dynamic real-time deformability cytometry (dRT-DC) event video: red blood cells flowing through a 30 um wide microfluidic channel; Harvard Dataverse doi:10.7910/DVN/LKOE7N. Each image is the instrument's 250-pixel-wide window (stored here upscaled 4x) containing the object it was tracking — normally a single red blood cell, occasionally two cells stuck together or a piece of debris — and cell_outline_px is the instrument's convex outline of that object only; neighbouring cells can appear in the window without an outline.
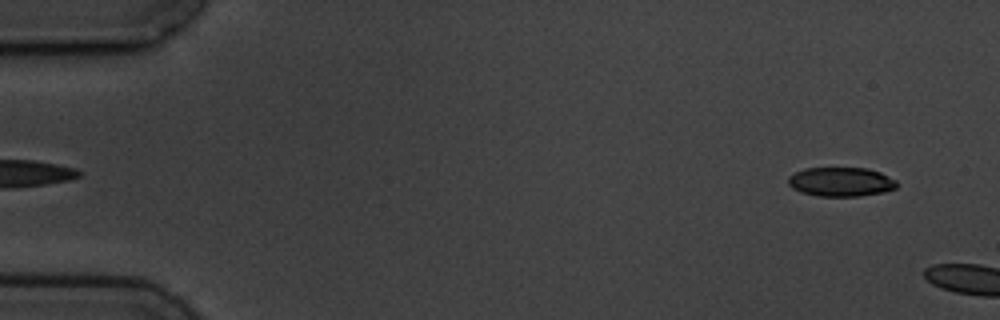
{"species": "common noctule bat (a hibernating species)", "species_latin": "Nyctalus noctula", "temperature_condition": "cold", "stored_images_in_passage": 4, "camera_frame_rate_fps": 3000, "um_per_image_px": 0.085, "animal": {"sex": "male", "body_mass_g": 19.5, "forearm_length_mm": 54.6}, "frame": {"image": 1, "passage_image": 1, "time_ms": 0.0, "image_size_px": [1000, 320], "cell_outline_px": [[896, 188], [884, 192], [860, 196], [820, 196], [800, 192], [792, 188], [788, 184], [788, 176], [804, 168], [868, 168], [880, 172], [896, 180]], "centroid_in_image_um": [71.46, 15.45], "position_along_channel_um": 13.5, "area_um2": 18.5}}